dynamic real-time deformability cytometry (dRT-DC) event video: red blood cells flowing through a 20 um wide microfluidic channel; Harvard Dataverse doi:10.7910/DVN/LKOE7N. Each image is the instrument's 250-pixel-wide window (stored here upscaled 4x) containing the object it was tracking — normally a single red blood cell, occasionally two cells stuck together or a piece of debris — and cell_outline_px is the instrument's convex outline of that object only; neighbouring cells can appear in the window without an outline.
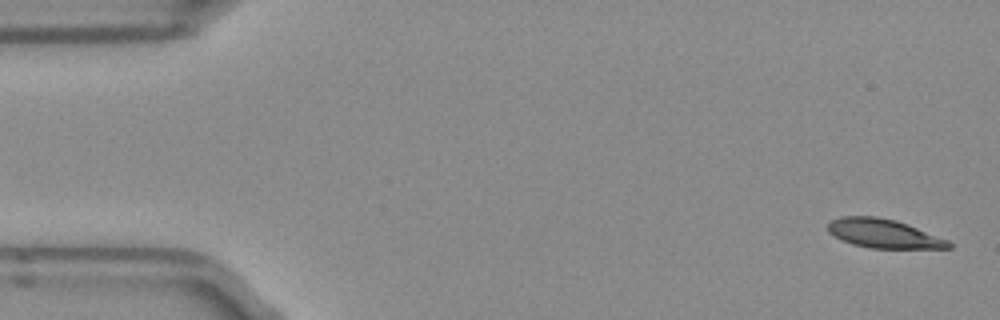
{"species": "Egyptian fruit bat (a non-hibernating species)", "species_latin": "Rousettus aegyptiacus", "temperature_condition": "room temperature", "stored_images_in_passage": 6, "camera_frame_rate_fps": 3000, "um_per_image_px": 0.085, "frame": {"image": 1, "passage_image": 1, "time_ms": 0.0, "image_size_px": [1000, 320], "cell_outline_px": [[952, 248], [868, 248], [852, 244], [840, 240], [828, 232], [828, 220], [840, 216], [876, 216], [896, 220], [908, 224], [948, 240], [952, 244]], "centroid_in_image_um": [75.06, 19.84], "position_along_channel_um": 9.9, "area_um2": 20.52}}
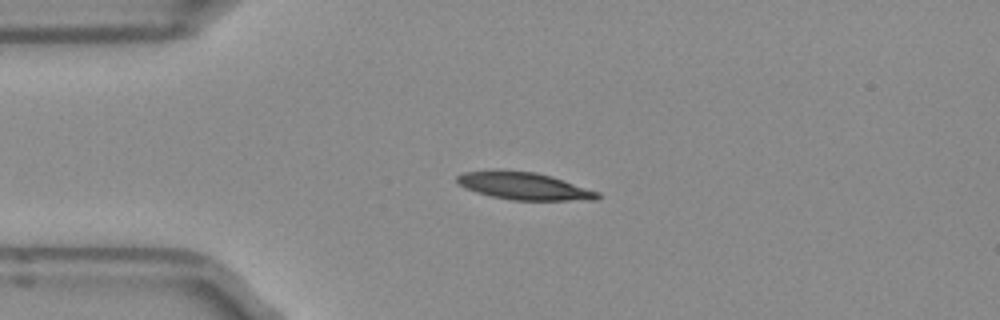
{"frame": {"image": 2, "passage_image": 4, "time_ms": 1.0, "image_size_px": [1000, 320], "cell_outline_px": [[600, 196], [596, 200], [512, 200], [492, 196], [476, 192], [464, 188], [456, 180], [456, 176], [464, 172], [496, 168], [536, 172], [552, 176], [600, 192]], "centroid_in_image_um": [44.51, 15.78], "position_along_channel_um": 40.5, "area_um2": 22.83}}
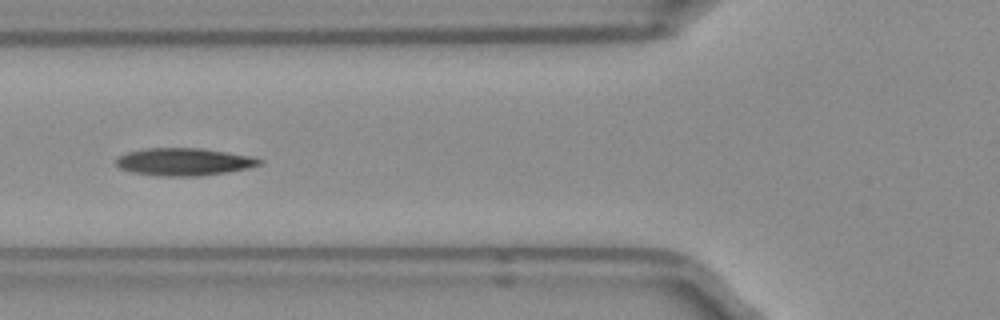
{"frame": {"image": 3, "passage_image": 6, "time_ms": 1.667, "image_size_px": [1000, 320], "cell_outline_px": [[264, 164], [248, 168], [228, 172], [200, 176], [160, 176], [132, 172], [120, 168], [116, 164], [116, 160], [120, 156], [128, 152], [144, 148], [200, 148], [252, 156], [264, 160]], "centroid_in_image_um": [15.68, 13.75], "position_along_channel_um": 110.1, "area_um2": 23.06}}